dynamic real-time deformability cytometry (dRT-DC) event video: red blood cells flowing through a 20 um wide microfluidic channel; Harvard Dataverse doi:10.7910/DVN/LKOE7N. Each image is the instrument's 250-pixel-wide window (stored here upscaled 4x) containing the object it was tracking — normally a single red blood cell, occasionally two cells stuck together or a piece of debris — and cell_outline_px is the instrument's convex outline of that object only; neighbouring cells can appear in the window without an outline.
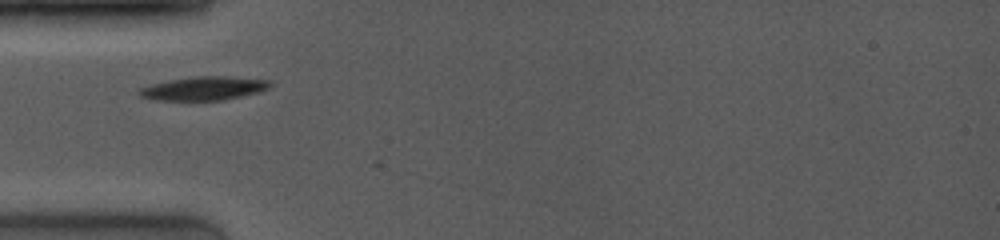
{"species": "common noctule bat (a hibernating species)", "species_latin": "Nyctalus noctula", "temperature_condition": "room temperature", "stored_images_in_passage": 18, "camera_frame_rate_fps": 4000, "um_per_image_px": 0.085, "animal": {"sex": "female", "body_mass_g": 19.0, "forearm_length_mm": 53.3}, "frame": {"image": 1, "passage_image": 1, "time_ms": 0.0, "image_size_px": [1000, 240], "cell_outline_px": [[272, 84], [268, 88], [260, 92], [224, 100], [156, 100], [140, 96], [136, 92], [140, 88], [152, 84], [172, 80], [196, 76], [224, 76], [272, 80]], "centroid_in_image_um": [17.36, 7.51], "position_along_channel_um": 67.6, "area_um2": 17.98}}
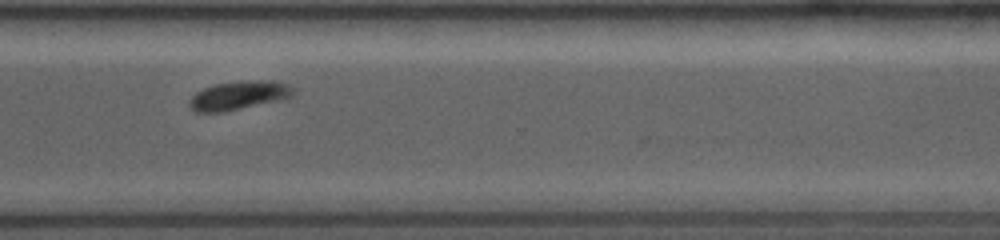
{"frame": {"image": 2, "passage_image": 13, "time_ms": 7.0, "image_size_px": [1000, 240], "cell_outline_px": [[296, 92], [292, 96], [280, 100], [224, 112], [196, 112], [188, 108], [188, 100], [196, 92], [204, 88], [216, 84], [244, 80], [272, 80], [288, 84]], "centroid_in_image_um": [20.28, 8.11], "position_along_channel_um": 350.3, "area_um2": 17.57}}
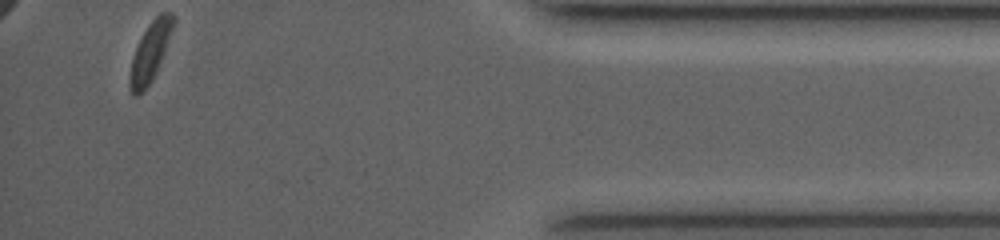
{"frame": {"image": 3, "passage_image": 18, "time_ms": 9.75, "image_size_px": [1000, 240], "cell_outline_px": [[176, 20], [164, 52], [156, 72], [152, 80], [136, 96], [132, 96], [128, 84], [128, 76], [132, 56], [148, 24], [160, 12], [172, 12], [176, 16]], "centroid_in_image_um": [12.76, 4.39], "position_along_channel_um": 422.4, "area_um2": 14.91}, "authors_computed_cell_mechanics": {"area_um2": 17.7735, "velocity_mm_per_s": 4.042, "shape_relaxation_time_tau1_ms": 1.9239, "shape_relaxation_time_tau2_ms": null, "deformation_change_tau1": 0.0947, "deformation_change_tau2": null}}